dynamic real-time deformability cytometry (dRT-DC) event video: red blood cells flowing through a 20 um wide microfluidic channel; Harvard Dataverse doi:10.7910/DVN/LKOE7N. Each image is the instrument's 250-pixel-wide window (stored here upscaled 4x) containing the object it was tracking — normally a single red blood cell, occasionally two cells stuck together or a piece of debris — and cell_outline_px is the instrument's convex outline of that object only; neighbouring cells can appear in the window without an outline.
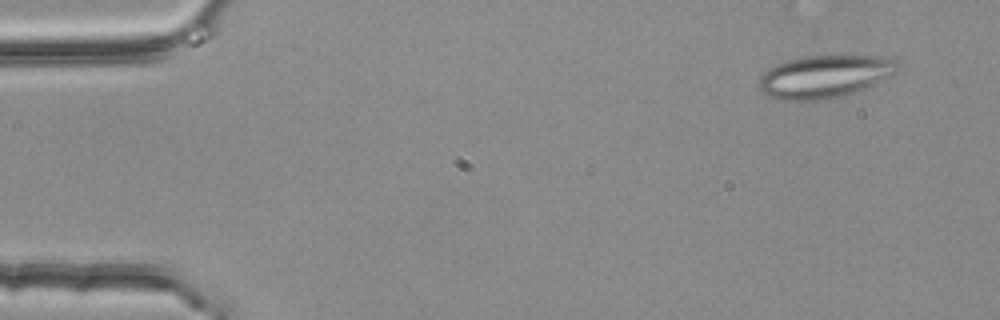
{"species": "common noctule bat (a hibernating species)", "species_latin": "Nyctalus noctula", "temperature_condition": "room temperature", "stored_images_in_passage": 48, "camera_frame_rate_fps": 3000, "um_per_image_px": 0.085, "animal": {"sex": "female", "body_mass_g": 25.1}, "frame": {"image": 1, "passage_image": 4, "time_ms": 1.0, "image_size_px": [1000, 320], "cell_outline_px": [[896, 72], [864, 88], [828, 100], [776, 100], [768, 96], [760, 88], [760, 76], [768, 68], [776, 64], [804, 56], [880, 56], [896, 60]], "centroid_in_image_um": [70.03, 6.51], "position_along_channel_um": 15.0, "area_um2": 33.93}}